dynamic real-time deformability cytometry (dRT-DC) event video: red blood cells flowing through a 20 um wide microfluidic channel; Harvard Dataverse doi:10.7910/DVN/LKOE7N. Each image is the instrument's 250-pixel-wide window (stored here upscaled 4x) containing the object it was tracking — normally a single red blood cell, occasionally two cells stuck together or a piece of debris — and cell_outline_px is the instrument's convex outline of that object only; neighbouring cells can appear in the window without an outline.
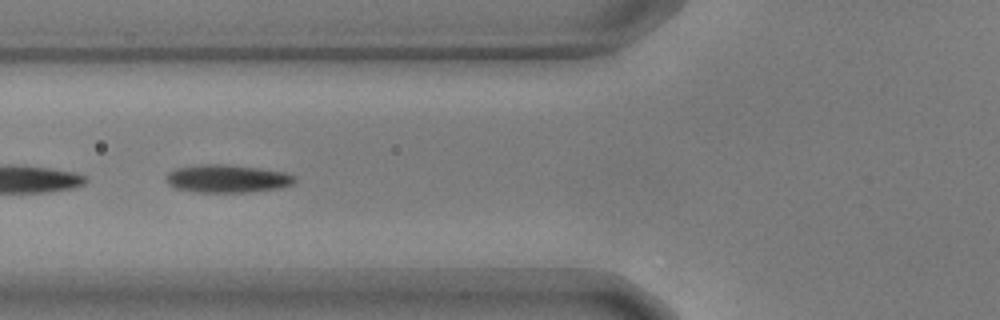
{"species": "common noctule bat (a hibernating species)", "species_latin": "Nyctalus noctula", "temperature_condition": "warm", "stored_images_in_passage": 23, "camera_frame_rate_fps": 3000, "um_per_image_px": 0.085, "animal": {"sex": "male", "body_mass_g": 17.9, "forearm_length_mm": 54.2}, "frame": {"image": 1, "passage_image": 11, "time_ms": 3.333, "image_size_px": [1000, 320], "cell_outline_px": [[296, 180], [292, 184], [280, 188], [244, 192], [200, 192], [176, 188], [168, 184], [164, 180], [164, 176], [168, 172], [176, 168], [196, 164], [224, 164], [260, 168], [284, 172], [296, 176]], "centroid_in_image_um": [19.28, 15.17], "position_along_channel_um": 106.5, "area_um2": 21.04}}